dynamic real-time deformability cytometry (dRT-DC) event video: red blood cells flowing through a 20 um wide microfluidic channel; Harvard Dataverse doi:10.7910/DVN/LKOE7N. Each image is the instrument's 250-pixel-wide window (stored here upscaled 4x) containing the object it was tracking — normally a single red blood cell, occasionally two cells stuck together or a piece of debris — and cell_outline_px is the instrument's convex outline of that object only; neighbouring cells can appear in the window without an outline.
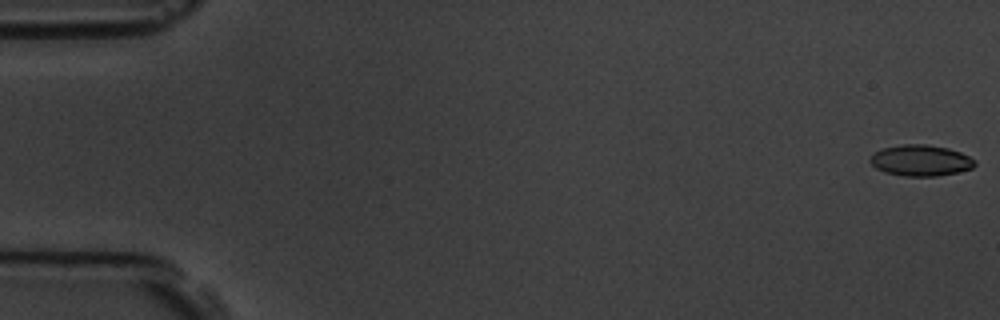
{"species": "common noctule bat (a hibernating species)", "species_latin": "Nyctalus noctula", "temperature_condition": "room temperature", "stored_images_in_passage": 6, "camera_frame_rate_fps": 3000, "um_per_image_px": 0.085, "animal": {"sex": "male", "body_mass_g": 19.5, "forearm_length_mm": 54.6}, "frame": {"image": 1, "passage_image": 1, "time_ms": 0.0, "image_size_px": [1000, 320], "cell_outline_px": [[976, 164], [972, 168], [956, 172], [936, 176], [904, 176], [884, 172], [876, 168], [868, 160], [880, 148], [900, 144], [928, 144], [948, 148], [960, 152], [976, 160]], "centroid_in_image_um": [78.24, 13.63], "position_along_channel_um": 6.8, "area_um2": 19.02}}
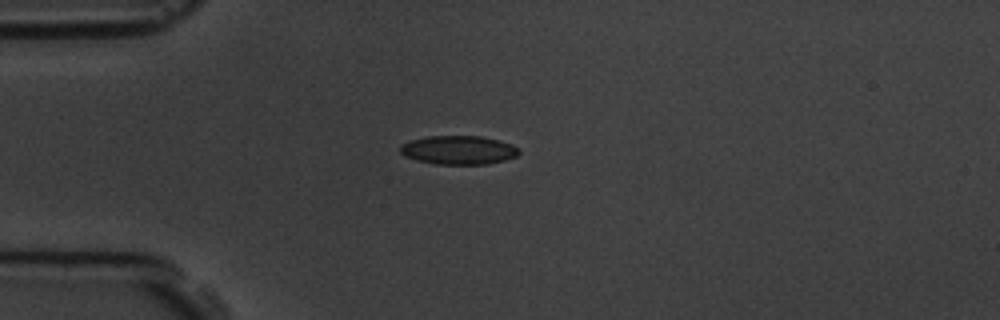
{"frame": {"image": 2, "passage_image": 5, "time_ms": 4.667, "image_size_px": [1000, 320], "cell_outline_px": [[520, 152], [516, 156], [504, 160], [488, 164], [436, 164], [416, 160], [404, 156], [400, 152], [400, 144], [408, 140], [428, 136], [480, 136], [512, 144]], "centroid_in_image_um": [38.92, 12.75], "position_along_channel_um": 46.1, "area_um2": 19.88}}